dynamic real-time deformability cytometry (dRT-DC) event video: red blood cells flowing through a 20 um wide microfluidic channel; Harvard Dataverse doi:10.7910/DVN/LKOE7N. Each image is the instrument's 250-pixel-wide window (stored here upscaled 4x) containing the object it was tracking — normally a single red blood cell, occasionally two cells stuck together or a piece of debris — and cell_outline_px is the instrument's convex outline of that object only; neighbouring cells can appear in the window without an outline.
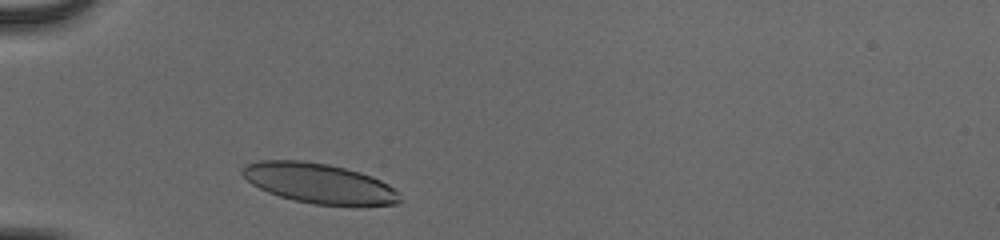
{"species": "human", "species_latin": "Homo sapiens", "temperature_condition": "cold", "stored_images_in_passage": 30, "camera_frame_rate_fps": 3000, "um_per_image_px": 0.085, "donor": {"sex": "male"}, "frame": {"image": 1, "passage_image": 3, "time_ms": 0.667, "image_size_px": [1000, 240], "cell_outline_px": [[400, 200], [396, 204], [356, 208], [312, 204], [280, 196], [268, 192], [252, 184], [240, 172], [244, 164], [260, 160], [300, 160], [328, 164], [360, 172], [372, 176], [388, 184], [396, 192]], "centroid_in_image_um": [27.15, 15.61], "position_along_channel_um": 57.9, "area_um2": 37.22}}
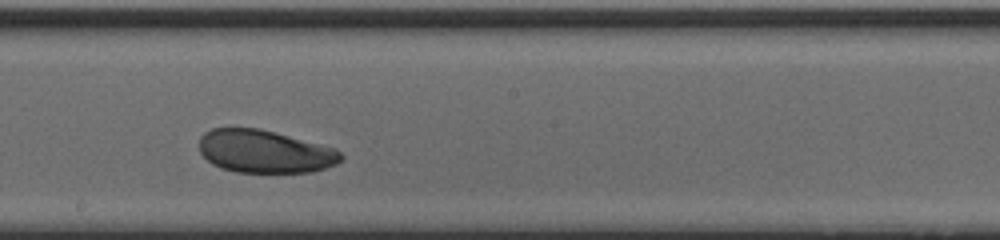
{"frame": {"image": 2, "passage_image": 17, "time_ms": 5.333, "image_size_px": [1000, 240], "cell_outline_px": [[344, 156], [336, 164], [312, 172], [236, 172], [220, 168], [212, 164], [200, 152], [200, 136], [204, 132], [212, 128], [260, 128], [336, 148]], "centroid_in_image_um": [22.49, 12.87], "position_along_channel_um": 225.7, "area_um2": 35.43}}
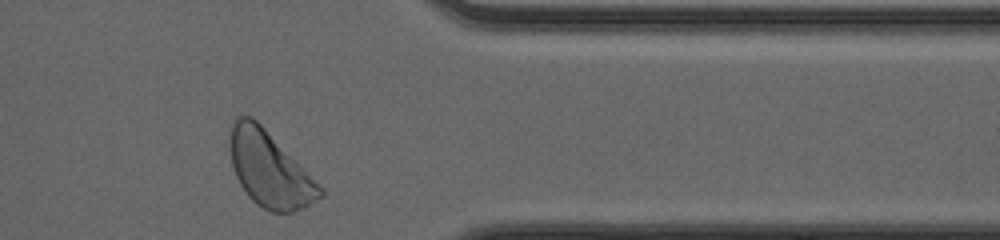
{"frame": {"image": 3, "passage_image": 30, "time_ms": 9.667, "image_size_px": [1000, 240], "cell_outline_px": [[324, 196], [304, 208], [292, 212], [272, 212], [256, 204], [248, 196], [240, 184], [236, 176], [232, 164], [228, 140], [228, 136], [232, 120], [236, 116], [252, 116], [324, 188]], "centroid_in_image_um": [22.9, 14.39], "position_along_channel_um": 388.5, "area_um2": 39.54}, "authors_computed_cell_mechanics": {"area_um2": 36.2117, "velocity_mm_per_s": 3.9282, "shape_relaxation_time_tau1_ms": 2.3887, "shape_relaxation_time_tau2_ms": null, "deformation_change_tau1": 0.1062, "deformation_change_tau2": null}}